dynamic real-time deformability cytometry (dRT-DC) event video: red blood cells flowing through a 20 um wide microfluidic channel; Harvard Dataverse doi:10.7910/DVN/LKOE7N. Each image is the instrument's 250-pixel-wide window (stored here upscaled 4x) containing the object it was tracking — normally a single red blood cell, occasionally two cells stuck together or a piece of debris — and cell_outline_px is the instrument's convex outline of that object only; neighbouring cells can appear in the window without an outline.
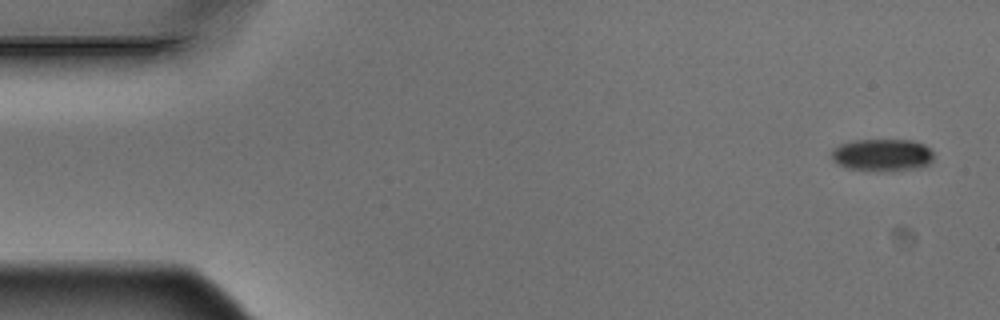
{"species": "Egyptian fruit bat (a non-hibernating species)", "species_latin": "Rousettus aegyptiacus", "temperature_condition": "warm", "stored_images_in_passage": 5, "camera_frame_rate_fps": 3000, "um_per_image_px": 0.085, "animal": {"sex": "male"}, "frame": {"image": 1, "passage_image": 1, "time_ms": 0.0, "image_size_px": [1000, 320], "cell_outline_px": [[932, 160], [928, 164], [920, 168], [848, 168], [836, 164], [832, 160], [832, 148], [840, 144], [852, 140], [912, 140], [924, 144], [932, 152]], "centroid_in_image_um": [74.96, 13.11], "position_along_channel_um": 10.0, "area_um2": 18.44}}
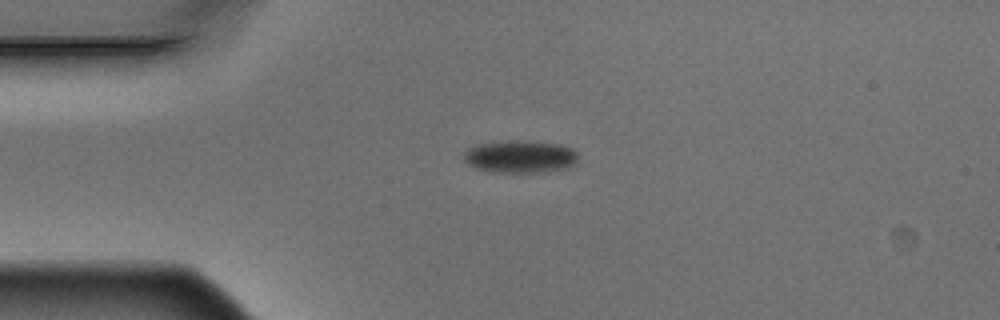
{"frame": {"image": 2, "passage_image": 4, "time_ms": 1.0, "image_size_px": [1000, 320], "cell_outline_px": [[576, 160], [568, 168], [532, 172], [492, 172], [476, 168], [468, 164], [464, 160], [464, 152], [468, 148], [476, 144], [508, 140], [524, 140], [560, 144], [572, 148], [576, 152]], "centroid_in_image_um": [44.17, 13.29], "position_along_channel_um": 40.8, "area_um2": 21.62}}